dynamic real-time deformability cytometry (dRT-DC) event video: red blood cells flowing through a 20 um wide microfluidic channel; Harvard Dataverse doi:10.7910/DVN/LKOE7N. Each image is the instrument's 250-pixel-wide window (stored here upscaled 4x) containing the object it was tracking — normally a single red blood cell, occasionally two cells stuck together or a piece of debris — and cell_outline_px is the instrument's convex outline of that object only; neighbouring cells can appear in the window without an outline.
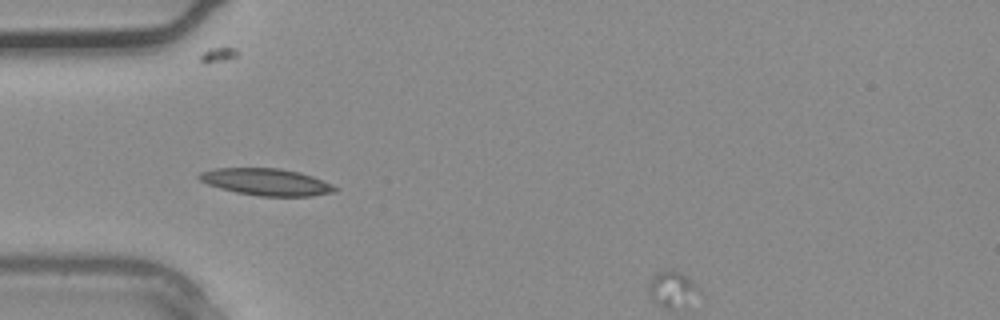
{"species": "common noctule bat (a hibernating species)", "species_latin": "Nyctalus noctula", "temperature_condition": "warm", "stored_images_in_passage": 2, "segment_of_instrument_passage": [1, 2], "camera_frame_rate_fps": 3000, "um_per_image_px": 0.085, "animal": {"sex": "male", "body_mass_g": 20.4}, "frame": {"image": 1, "passage_image": 1, "time_ms": 0.0, "image_size_px": [1000, 320], "cell_outline_px": [[340, 188], [336, 192], [312, 196], [260, 196], [236, 192], [220, 188], [208, 184], [200, 180], [196, 176], [200, 172], [212, 168], [280, 168], [300, 172], [312, 176], [332, 184]], "centroid_in_image_um": [22.66, 15.46], "position_along_channel_um": 62.3, "area_um2": 21.44}}